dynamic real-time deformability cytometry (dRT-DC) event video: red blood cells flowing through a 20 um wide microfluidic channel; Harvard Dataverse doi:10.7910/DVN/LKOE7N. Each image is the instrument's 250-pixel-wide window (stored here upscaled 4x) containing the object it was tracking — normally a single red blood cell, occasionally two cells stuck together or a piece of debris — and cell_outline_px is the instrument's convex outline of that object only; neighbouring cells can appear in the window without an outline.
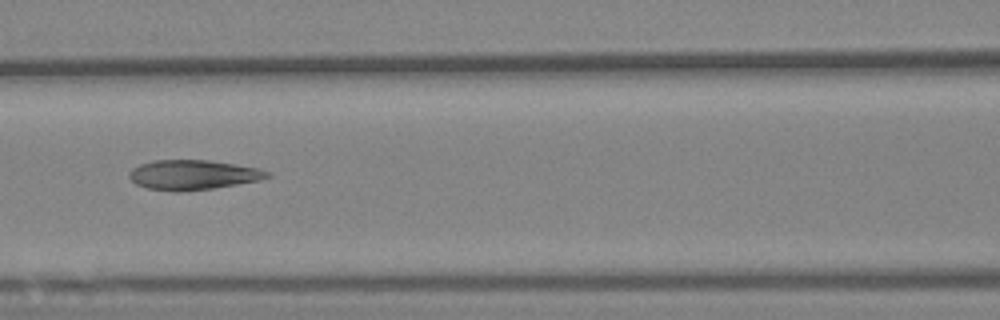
{"species": "Egyptian fruit bat (a non-hibernating species)", "species_latin": "Rousettus aegyptiacus", "temperature_condition": "warm", "stored_images_in_passage": 8, "camera_frame_rate_fps": 3000, "um_per_image_px": 0.085, "animal": {"sex": "female"}, "frame": {"image": 1, "passage_image": 3, "time_ms": 2.333, "image_size_px": [1000, 320], "cell_outline_px": [[272, 176], [260, 180], [212, 188], [180, 192], [176, 192], [148, 188], [136, 184], [128, 176], [128, 172], [132, 168], [140, 164], [152, 160], [208, 160], [260, 168], [272, 172]], "centroid_in_image_um": [16.41, 14.85], "position_along_channel_um": 150.2, "area_um2": 24.04}}
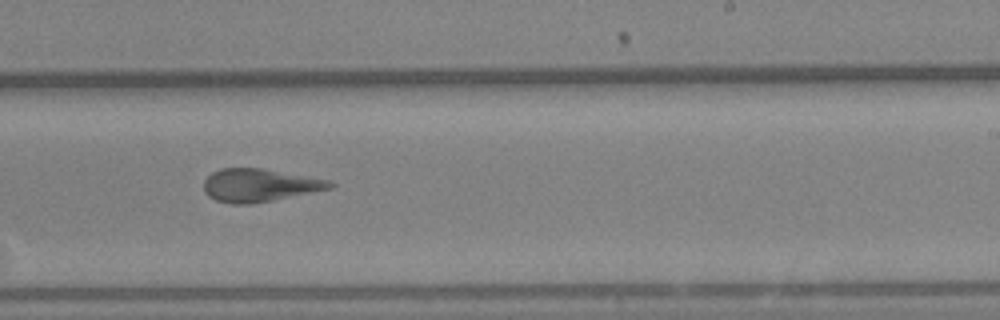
{"frame": {"image": 2, "passage_image": 6, "time_ms": 6.0, "image_size_px": [1000, 320], "cell_outline_px": [[336, 188], [252, 204], [232, 204], [216, 200], [208, 196], [204, 192], [204, 180], [212, 172], [220, 168], [260, 168], [328, 180], [336, 184]], "centroid_in_image_um": [22.06, 15.75], "position_along_channel_um": 266.9, "area_um2": 24.28}}
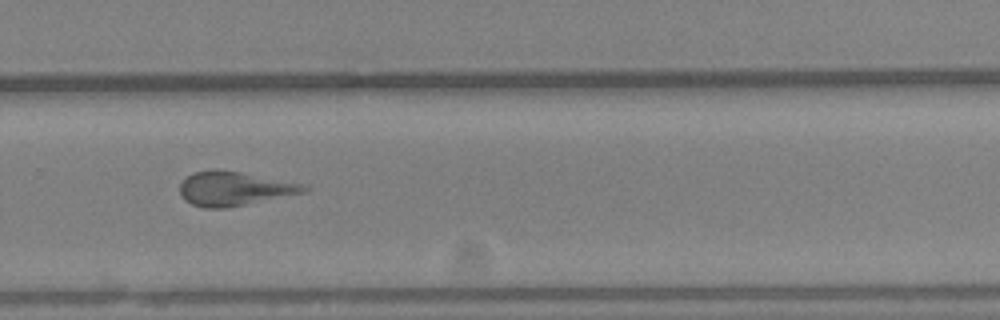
{"frame": {"image": 3, "passage_image": 7, "time_ms": 7.333, "image_size_px": [1000, 320], "cell_outline_px": [[312, 188], [308, 192], [228, 208], [204, 208], [192, 204], [184, 200], [180, 196], [180, 184], [192, 172], [212, 168], [216, 168], [240, 172], [304, 184]], "centroid_in_image_um": [19.92, 16.03], "position_along_channel_um": 309.9, "area_um2": 25.03}}